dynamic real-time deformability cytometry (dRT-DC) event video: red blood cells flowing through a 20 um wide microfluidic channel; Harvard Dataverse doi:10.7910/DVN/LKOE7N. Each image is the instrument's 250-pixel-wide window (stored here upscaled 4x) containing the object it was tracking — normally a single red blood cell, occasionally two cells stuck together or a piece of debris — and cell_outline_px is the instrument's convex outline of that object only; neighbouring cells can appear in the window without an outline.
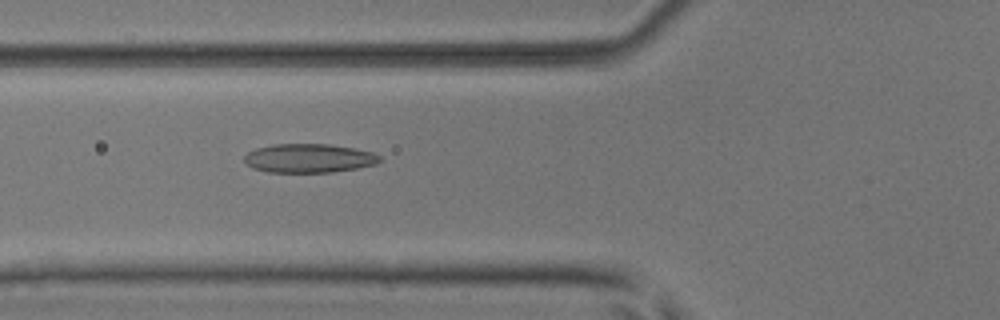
{"species": "common noctule bat (a hibernating species)", "species_latin": "Nyctalus noctula", "temperature_condition": "room temperature", "stored_images_in_passage": 50, "camera_frame_rate_fps": 3000, "um_per_image_px": 0.085, "animal": {"sex": "male", "body_mass_g": 17.9, "forearm_length_mm": 54.2}, "frame": {"image": 1, "passage_image": 19, "time_ms": 6.0, "image_size_px": [1000, 320], "cell_outline_px": [[380, 160], [376, 164], [356, 168], [332, 172], [268, 172], [252, 168], [244, 160], [244, 156], [248, 152], [256, 148], [272, 144], [328, 144], [356, 148], [372, 152], [380, 156]], "centroid_in_image_um": [26.25, 13.44], "position_along_channel_um": 99.6, "area_um2": 22.77}}
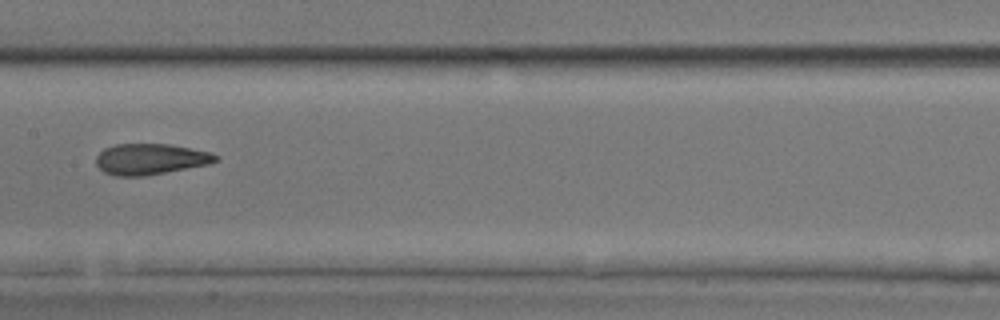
{"frame": {"image": 2, "passage_image": 26, "time_ms": 8.333, "image_size_px": [1000, 320], "cell_outline_px": [[220, 160], [208, 164], [144, 176], [116, 176], [104, 172], [96, 164], [96, 156], [104, 148], [116, 144], [172, 144], [208, 152], [220, 156]], "centroid_in_image_um": [12.78, 13.52], "position_along_channel_um": 194.6, "area_um2": 21.5}}
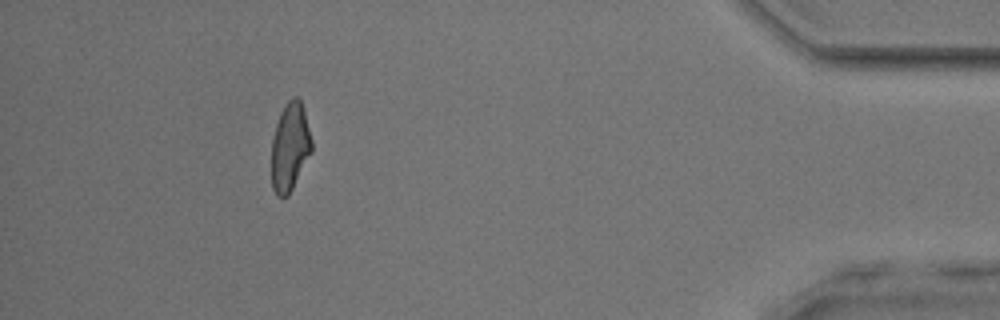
{"frame": {"image": 3, "passage_image": 46, "time_ms": 15.0, "image_size_px": [1000, 320], "cell_outline_px": [[312, 152], [288, 196], [276, 196], [272, 188], [272, 140], [276, 124], [280, 112], [284, 104], [292, 96], [296, 96], [300, 100], [304, 112], [312, 140]], "centroid_in_image_um": [24.64, 12.48], "position_along_channel_um": 410.6, "area_um2": 20.63}, "authors_computed_cell_mechanics": {"area_um2": 21.7328, "velocity_mm_per_s": 4.0751, "shape_relaxation_time_tau1_ms": 10.9659, "shape_relaxation_time_tau2_ms": 1.9252, "deformation_change_tau1": 0.2596, "deformation_change_tau2": 0.0911}}